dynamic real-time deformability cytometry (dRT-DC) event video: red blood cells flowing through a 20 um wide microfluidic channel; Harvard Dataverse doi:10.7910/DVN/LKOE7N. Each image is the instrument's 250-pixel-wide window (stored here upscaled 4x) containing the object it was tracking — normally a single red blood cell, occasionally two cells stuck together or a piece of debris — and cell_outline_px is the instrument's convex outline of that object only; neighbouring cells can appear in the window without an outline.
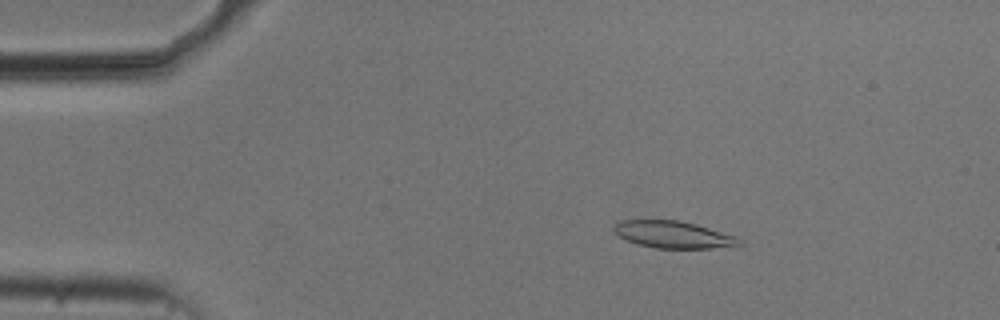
{"species": "common noctule bat (a hibernating species)", "species_latin": "Nyctalus noctula", "temperature_condition": "cold", "stored_images_in_passage": 50, "camera_frame_rate_fps": 3000, "um_per_image_px": 0.085, "animal": {"sex": "male", "body_mass_g": 20.5, "forearm_length_mm": 52.5}, "frame": {"image": 1, "passage_image": 5, "time_ms": 1.333, "image_size_px": [1000, 320], "cell_outline_px": [[744, 244], [736, 248], [656, 248], [636, 244], [620, 236], [612, 228], [620, 220], [680, 220], [696, 224], [736, 236]], "centroid_in_image_um": [57.32, 19.95], "position_along_channel_um": 27.7, "area_um2": 19.94}}
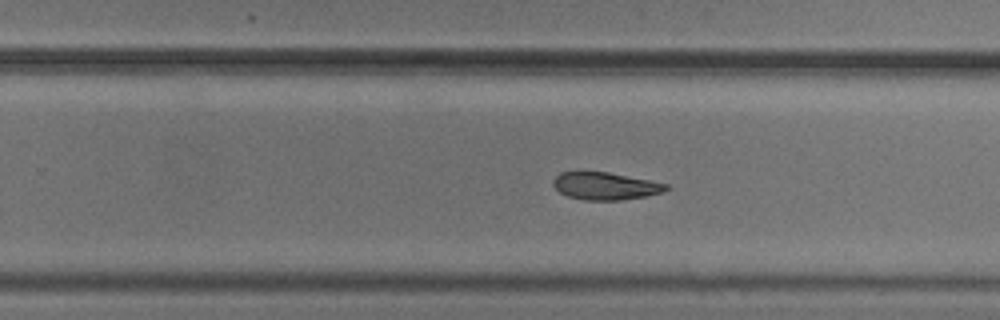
{"frame": {"image": 2, "passage_image": 30, "time_ms": 9.667, "image_size_px": [1000, 320], "cell_outline_px": [[668, 188], [660, 192], [648, 196], [620, 200], [584, 200], [568, 196], [560, 192], [552, 184], [552, 180], [560, 172], [608, 172], [668, 184]], "centroid_in_image_um": [51.42, 15.81], "position_along_channel_um": 278.4, "area_um2": 17.86}}
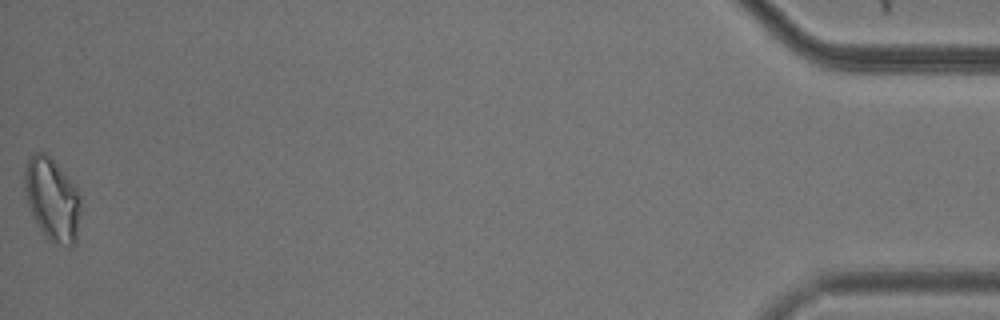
{"frame": {"image": 3, "passage_image": 50, "time_ms": 16.333, "image_size_px": [1000, 320], "cell_outline_px": [[80, 212], [76, 244], [68, 248], [48, 240], [44, 236], [32, 216], [28, 204], [24, 188], [24, 168], [28, 156], [32, 152], [44, 152], [56, 164], [80, 192]], "centroid_in_image_um": [4.42, 16.97], "position_along_channel_um": 430.8, "area_um2": 27.4}, "authors_computed_cell_mechanics": {"area_um2": 20.0566, "velocity_mm_per_s": 3.7175, "shape_relaxation_time_tau1_ms": null, "shape_relaxation_time_tau2_ms": 7.799, "deformation_change_tau1": null, "deformation_change_tau2": 0.1483}}